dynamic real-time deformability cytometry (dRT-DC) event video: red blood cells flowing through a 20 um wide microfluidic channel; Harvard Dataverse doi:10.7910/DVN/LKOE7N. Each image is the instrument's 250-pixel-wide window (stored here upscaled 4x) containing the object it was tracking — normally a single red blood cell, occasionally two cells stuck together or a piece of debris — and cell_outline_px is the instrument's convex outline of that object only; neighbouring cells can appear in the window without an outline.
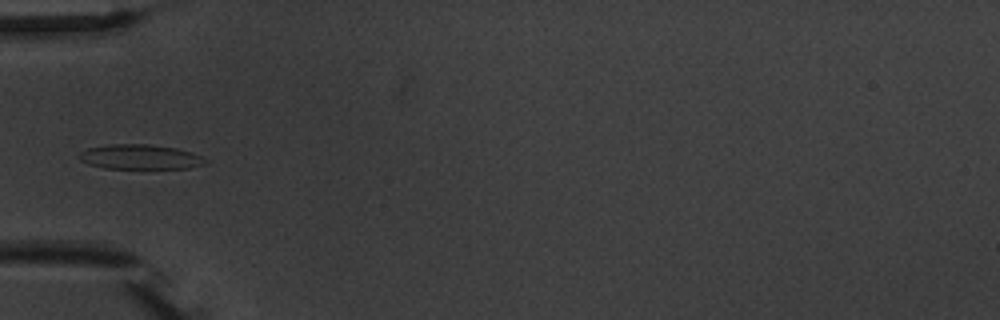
{"species": "common noctule bat (a hibernating species)", "species_latin": "Nyctalus noctula", "temperature_condition": "warm", "stored_images_in_passage": 6, "camera_frame_rate_fps": 3000, "um_per_image_px": 0.085, "animal": {"sex": "male", "body_mass_g": 20.1, "forearm_length_mm": 53.5}, "frame": {"image": 1, "passage_image": 5, "time_ms": 6.0, "image_size_px": [1000, 320], "cell_outline_px": [[208, 160], [204, 164], [188, 168], [104, 168], [88, 164], [80, 160], [76, 156], [80, 152], [88, 148], [108, 144], [148, 144], [176, 148], [192, 152]], "centroid_in_image_um": [11.87, 13.33], "position_along_channel_um": 73.1, "area_um2": 18.21}}